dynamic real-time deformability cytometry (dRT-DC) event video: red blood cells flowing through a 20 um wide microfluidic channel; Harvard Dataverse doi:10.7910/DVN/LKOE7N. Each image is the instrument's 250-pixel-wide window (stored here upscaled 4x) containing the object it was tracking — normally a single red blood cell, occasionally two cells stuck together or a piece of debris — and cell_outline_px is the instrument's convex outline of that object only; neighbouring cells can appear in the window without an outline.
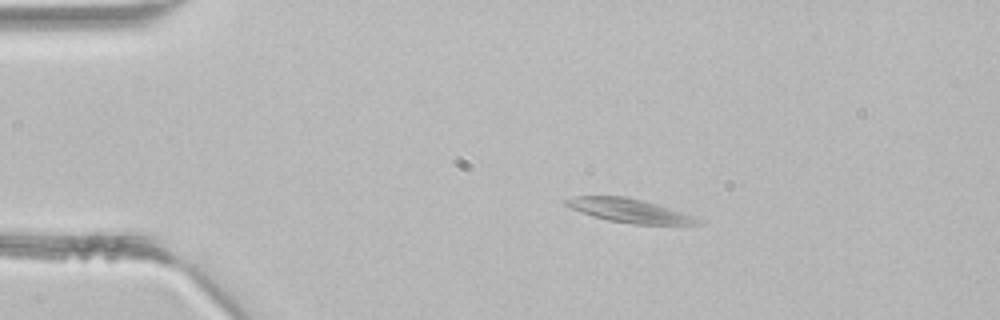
{"species": "common noctule bat (a hibernating species)", "species_latin": "Nyctalus noctula", "temperature_condition": "room temperature", "stored_images_in_passage": 3, "camera_frame_rate_fps": 3000, "um_per_image_px": 0.085, "animal": {"sex": "male", "body_mass_g": 21.5, "forearm_length_mm": 52.0}, "frame": {"image": 1, "passage_image": 2, "time_ms": 0.333, "image_size_px": [1000, 320], "cell_outline_px": [[700, 224], [632, 224], [608, 220], [592, 216], [572, 208], [564, 204], [564, 200], [576, 196], [624, 196], [656, 204], [692, 216]], "centroid_in_image_um": [53.39, 17.89], "position_along_channel_um": 31.6, "area_um2": 17.57}}